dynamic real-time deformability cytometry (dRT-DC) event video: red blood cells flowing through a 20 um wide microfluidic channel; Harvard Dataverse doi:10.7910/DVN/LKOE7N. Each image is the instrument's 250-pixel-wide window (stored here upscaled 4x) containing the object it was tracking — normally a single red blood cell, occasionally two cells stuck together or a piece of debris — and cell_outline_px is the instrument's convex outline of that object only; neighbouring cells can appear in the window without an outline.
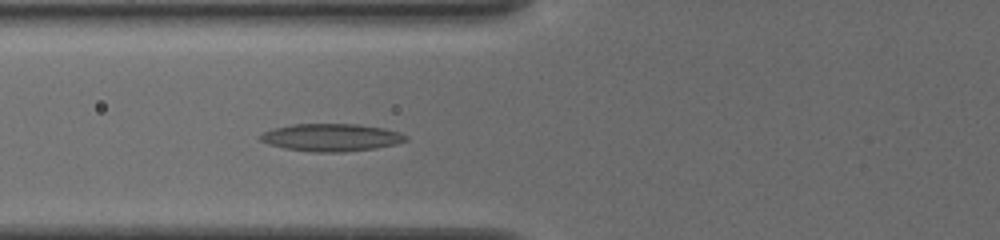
{"species": "common noctule bat (a hibernating species)", "species_latin": "Nyctalus noctula", "temperature_condition": "cold", "stored_images_in_passage": 42, "camera_frame_rate_fps": 3000, "um_per_image_px": 0.085, "animal": {"sex": "female", "body_mass_g": 19.5, "forearm_length_mm": 54.1}, "frame": {"image": 1, "passage_image": 14, "time_ms": 4.333, "image_size_px": [1000, 240], "cell_outline_px": [[408, 140], [396, 144], [376, 148], [344, 152], [312, 152], [284, 148], [268, 144], [260, 140], [260, 136], [264, 132], [272, 128], [292, 124], [356, 124], [384, 128], [400, 132], [408, 136]], "centroid_in_image_um": [28.17, 11.68], "position_along_channel_um": 97.6, "area_um2": 23.47}}
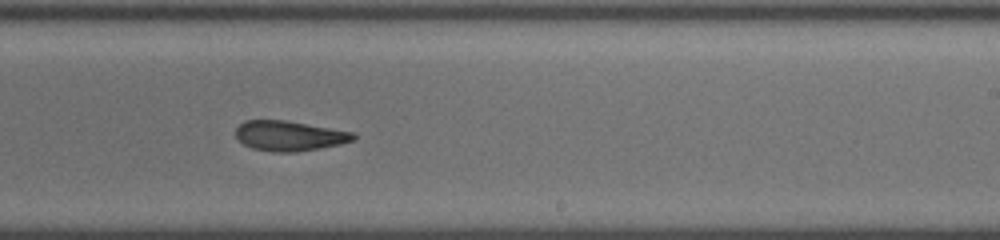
{"frame": {"image": 2, "passage_image": 27, "time_ms": 8.667, "image_size_px": [1000, 240], "cell_outline_px": [[356, 140], [340, 144], [320, 148], [296, 152], [272, 152], [252, 148], [244, 144], [236, 136], [236, 128], [244, 120], [284, 120], [356, 132]], "centroid_in_image_um": [24.63, 11.54], "position_along_channel_um": 264.4, "area_um2": 20.69}}
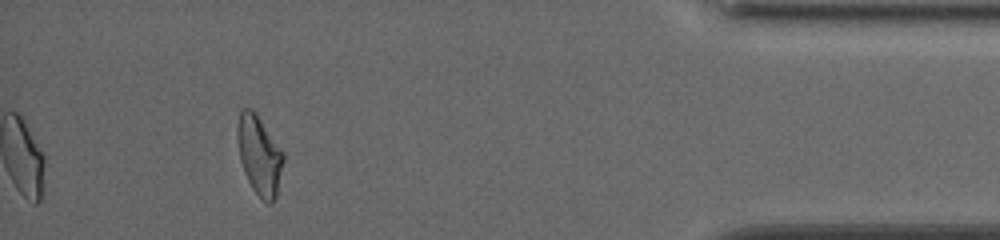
{"frame": {"image": 3, "passage_image": 42, "time_ms": 13.667, "image_size_px": [1000, 240], "cell_outline_px": [[284, 160], [276, 196], [272, 204], [268, 204], [252, 188], [244, 172], [240, 160], [236, 136], [236, 128], [240, 108], [252, 108], [256, 112], [284, 152]], "centroid_in_image_um": [22.03, 13.14], "position_along_channel_um": 413.2, "area_um2": 21.44}, "authors_computed_cell_mechanics": {"area_um2": 22.0507, "velocity_mm_per_s": 3.8545, "shape_relaxation_time_tau1_ms": null, "shape_relaxation_time_tau2_ms": 5.0425, "deformation_change_tau1": null, "deformation_change_tau2": 0.1423}}